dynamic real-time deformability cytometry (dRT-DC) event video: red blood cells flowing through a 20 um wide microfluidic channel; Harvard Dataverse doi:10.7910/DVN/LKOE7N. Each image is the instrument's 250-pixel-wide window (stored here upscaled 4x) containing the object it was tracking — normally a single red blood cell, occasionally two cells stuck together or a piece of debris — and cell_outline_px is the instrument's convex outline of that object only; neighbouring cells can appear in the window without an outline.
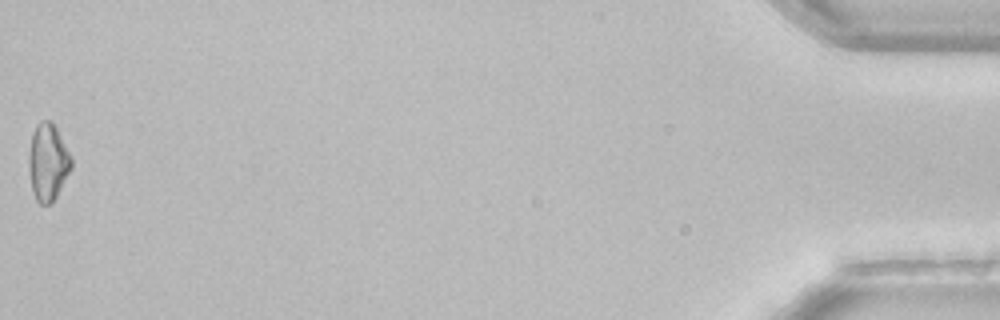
{"species": "common noctule bat (a hibernating species)", "species_latin": "Nyctalus noctula", "temperature_condition": "room temperature", "stored_images_in_passage": 41, "camera_frame_rate_fps": 3000, "um_per_image_px": 0.085, "animal": {"sex": "female", "body_mass_g": 22.7, "forearm_length_mm": 54.2}, "frame": {"image": 1, "passage_image": 41, "time_ms": 13.333, "image_size_px": [1000, 320], "cell_outline_px": [[72, 168], [52, 204], [40, 204], [36, 200], [32, 192], [28, 168], [28, 152], [32, 132], [36, 124], [40, 120], [52, 120], [72, 156]], "centroid_in_image_um": [4.06, 13.77], "position_along_channel_um": 431.1, "area_um2": 19.59}}